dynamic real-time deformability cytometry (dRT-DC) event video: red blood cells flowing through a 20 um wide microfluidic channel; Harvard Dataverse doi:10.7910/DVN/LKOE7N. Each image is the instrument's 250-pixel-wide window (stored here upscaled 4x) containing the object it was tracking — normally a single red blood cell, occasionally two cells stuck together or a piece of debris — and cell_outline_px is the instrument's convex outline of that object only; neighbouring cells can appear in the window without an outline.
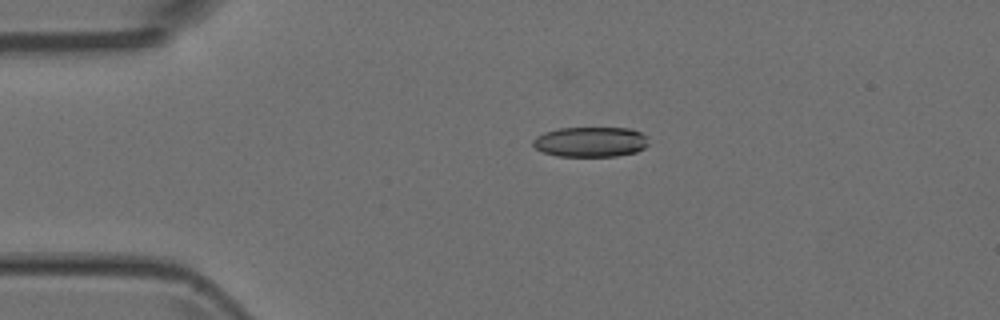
{"species": "Egyptian fruit bat (a non-hibernating species)", "species_latin": "Rousettus aegyptiacus", "temperature_condition": "room temperature", "stored_images_in_passage": 3, "camera_frame_rate_fps": 3000, "um_per_image_px": 0.085, "animal": {"sex": "female"}, "frame": {"image": 1, "passage_image": 2, "time_ms": 0.333, "image_size_px": [1000, 320], "cell_outline_px": [[648, 144], [644, 148], [636, 152], [616, 156], [556, 156], [544, 152], [536, 148], [532, 144], [532, 140], [536, 136], [544, 132], [560, 128], [628, 128], [640, 132], [648, 136]], "centroid_in_image_um": [50.2, 12.06], "position_along_channel_um": 34.8, "area_um2": 20.35}}